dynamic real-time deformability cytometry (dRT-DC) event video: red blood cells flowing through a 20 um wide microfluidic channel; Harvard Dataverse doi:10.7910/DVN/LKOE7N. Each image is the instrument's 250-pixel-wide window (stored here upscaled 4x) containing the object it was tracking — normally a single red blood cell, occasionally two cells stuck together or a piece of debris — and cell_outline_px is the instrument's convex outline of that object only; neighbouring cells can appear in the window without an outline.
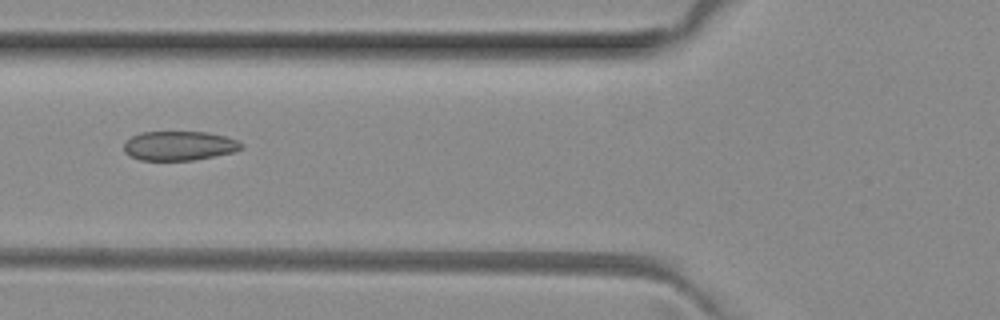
{"species": "common noctule bat (a hibernating species)", "species_latin": "Nyctalus noctula", "temperature_condition": "room temperature", "stored_images_in_passage": 51, "camera_frame_rate_fps": 3000, "um_per_image_px": 0.085, "animal": {"sex": "female", "body_mass_g": 29.2, "forearm_length_mm": 56.3}, "frame": {"image": 1, "passage_image": 19, "time_ms": 6.0, "image_size_px": [1000, 320], "cell_outline_px": [[244, 148], [236, 152], [192, 160], [140, 160], [128, 156], [124, 152], [124, 144], [132, 136], [140, 132], [208, 132], [224, 136], [236, 140], [244, 144]], "centroid_in_image_um": [15.24, 12.39], "position_along_channel_um": 110.6, "area_um2": 20.17}}
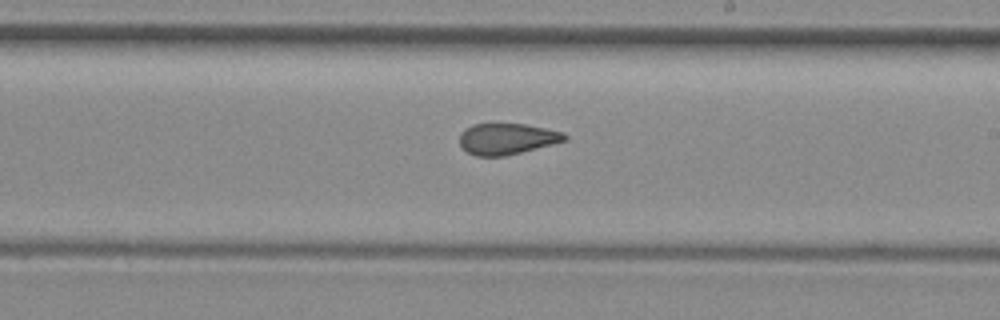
{"frame": {"image": 2, "passage_image": 29, "time_ms": 9.333, "image_size_px": [1000, 320], "cell_outline_px": [[568, 140], [504, 156], [476, 156], [468, 152], [460, 144], [460, 132], [472, 124], [524, 124], [564, 132], [568, 136]], "centroid_in_image_um": [43.09, 11.79], "position_along_channel_um": 245.9, "area_um2": 18.9}}
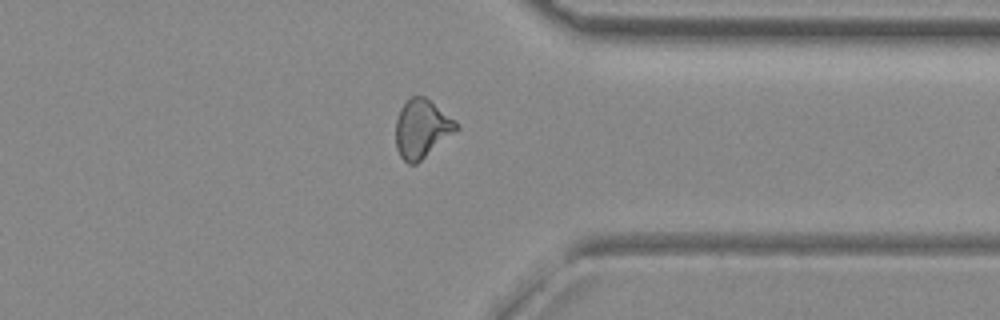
{"frame": {"image": 3, "passage_image": 39, "time_ms": 12.667, "image_size_px": [1000, 320], "cell_outline_px": [[460, 128], [416, 164], [408, 164], [400, 156], [396, 148], [396, 120], [400, 108], [412, 96], [424, 96], [456, 120], [460, 124]], "centroid_in_image_um": [35.86, 10.94], "position_along_channel_um": 375.5, "area_um2": 20.58}}